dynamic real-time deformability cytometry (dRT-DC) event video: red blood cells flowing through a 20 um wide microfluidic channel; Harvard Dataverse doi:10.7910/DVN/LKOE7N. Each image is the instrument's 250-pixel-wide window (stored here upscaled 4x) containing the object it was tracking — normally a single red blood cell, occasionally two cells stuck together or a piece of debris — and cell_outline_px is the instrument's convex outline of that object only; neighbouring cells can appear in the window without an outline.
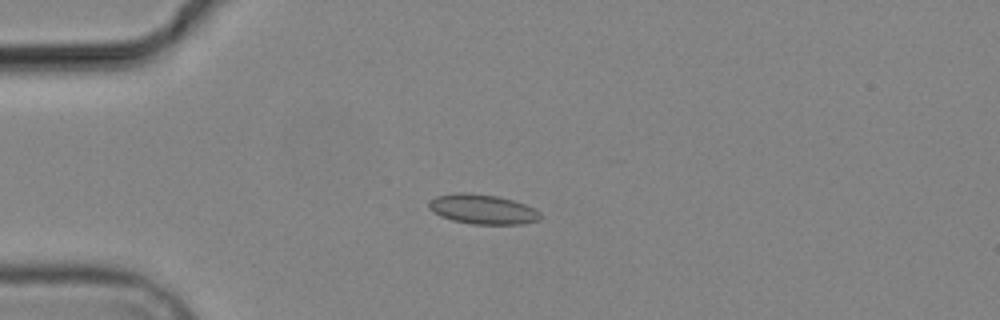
{"species": "common noctule bat (a hibernating species)", "species_latin": "Nyctalus noctula", "temperature_condition": "cold", "stored_images_in_passage": 10, "camera_frame_rate_fps": 3000, "um_per_image_px": 0.085, "animal": {"sex": "male", "body_mass_g": 19.2, "forearm_length_mm": 51.8}, "frame": {"image": 1, "passage_image": 5, "time_ms": 4.667, "image_size_px": [1000, 320], "cell_outline_px": [[540, 216], [536, 220], [520, 224], [472, 224], [452, 220], [440, 216], [432, 212], [428, 208], [428, 200], [436, 196], [460, 192], [468, 192], [496, 196], [512, 200], [524, 204], [540, 212]], "centroid_in_image_um": [40.93, 17.78], "position_along_channel_um": 44.1, "area_um2": 19.19}}
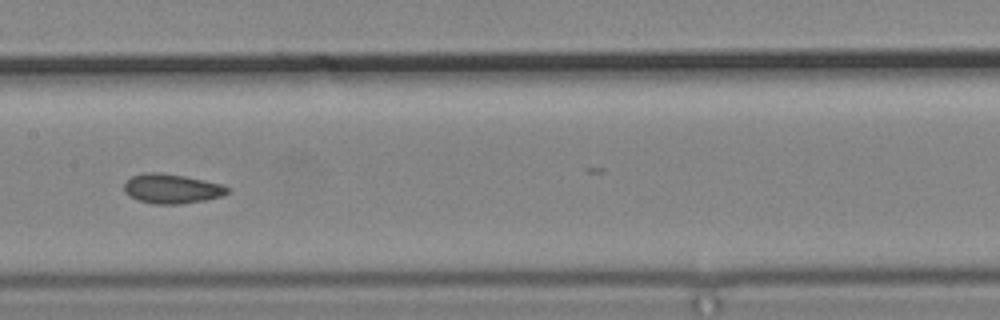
{"frame": {"image": 2, "passage_image": 9, "time_ms": 9.333, "image_size_px": [1000, 320], "cell_outline_px": [[228, 192], [220, 196], [204, 200], [180, 204], [152, 204], [136, 200], [128, 196], [124, 192], [124, 184], [132, 176], [144, 172], [160, 172], [184, 176], [204, 180], [220, 184], [228, 188]], "centroid_in_image_um": [14.52, 16.04], "position_along_channel_um": 192.9, "area_um2": 17.74}}
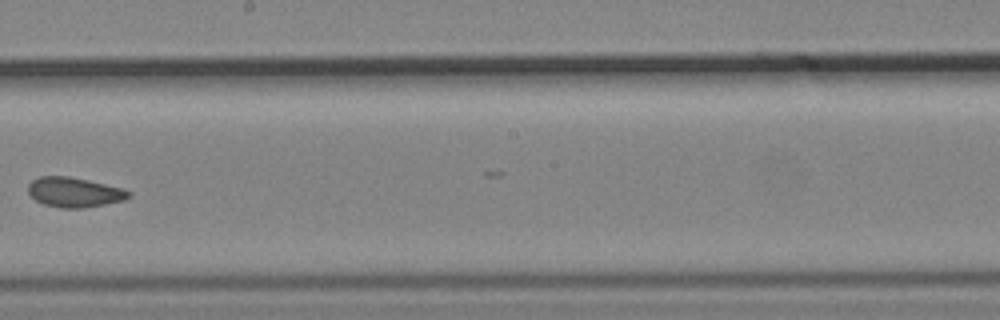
{"frame": {"image": 3, "passage_image": 10, "time_ms": 10.667, "image_size_px": [1000, 320], "cell_outline_px": [[132, 196], [124, 200], [104, 204], [80, 208], [60, 208], [44, 204], [36, 200], [28, 192], [28, 184], [32, 180], [40, 176], [68, 176], [88, 180], [124, 188], [132, 192]], "centroid_in_image_um": [6.34, 16.33], "position_along_channel_um": 241.9, "area_um2": 17.51}}